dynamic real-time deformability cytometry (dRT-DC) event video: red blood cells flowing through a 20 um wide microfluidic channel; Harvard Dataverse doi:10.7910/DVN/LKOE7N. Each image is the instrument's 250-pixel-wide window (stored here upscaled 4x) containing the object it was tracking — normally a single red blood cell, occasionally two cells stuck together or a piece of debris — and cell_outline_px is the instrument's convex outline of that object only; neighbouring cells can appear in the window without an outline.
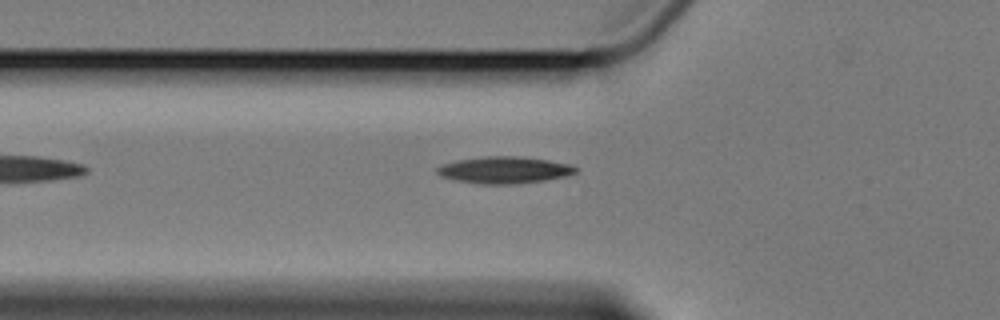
{"species": "Egyptian fruit bat (a non-hibernating species)", "species_latin": "Rousettus aegyptiacus", "temperature_condition": "cold", "stored_images_in_passage": 7, "camera_frame_rate_fps": 3000, "um_per_image_px": 0.085, "animal": {"sex": "female"}, "frame": {"image": 1, "passage_image": 6, "time_ms": 6.667, "image_size_px": [1000, 320], "cell_outline_px": [[576, 172], [564, 176], [544, 180], [516, 184], [480, 184], [456, 180], [440, 176], [436, 172], [436, 168], [444, 164], [456, 160], [484, 156], [516, 156], [548, 160], [572, 164], [576, 168]], "centroid_in_image_um": [42.84, 14.45], "position_along_channel_um": 83.0, "area_um2": 21.56}}
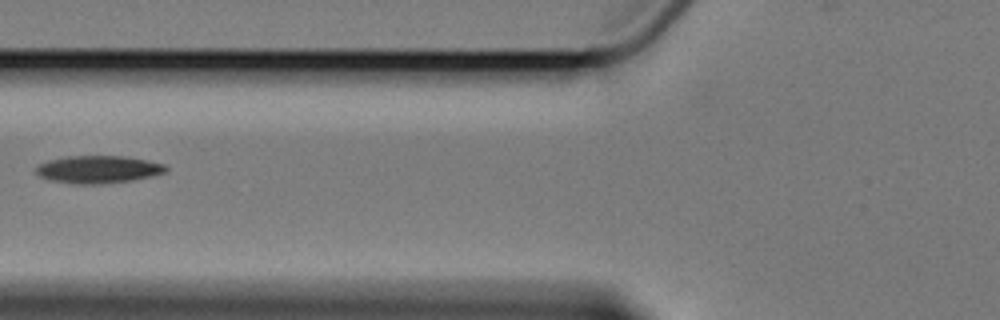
{"frame": {"image": 2, "passage_image": 7, "time_ms": 7.667, "image_size_px": [1000, 320], "cell_outline_px": [[168, 168], [164, 172], [132, 180], [100, 184], [76, 184], [48, 180], [40, 176], [36, 172], [36, 164], [48, 160], [64, 156], [124, 156], [164, 164]], "centroid_in_image_um": [8.26, 14.39], "position_along_channel_um": 117.5, "area_um2": 20.75}}